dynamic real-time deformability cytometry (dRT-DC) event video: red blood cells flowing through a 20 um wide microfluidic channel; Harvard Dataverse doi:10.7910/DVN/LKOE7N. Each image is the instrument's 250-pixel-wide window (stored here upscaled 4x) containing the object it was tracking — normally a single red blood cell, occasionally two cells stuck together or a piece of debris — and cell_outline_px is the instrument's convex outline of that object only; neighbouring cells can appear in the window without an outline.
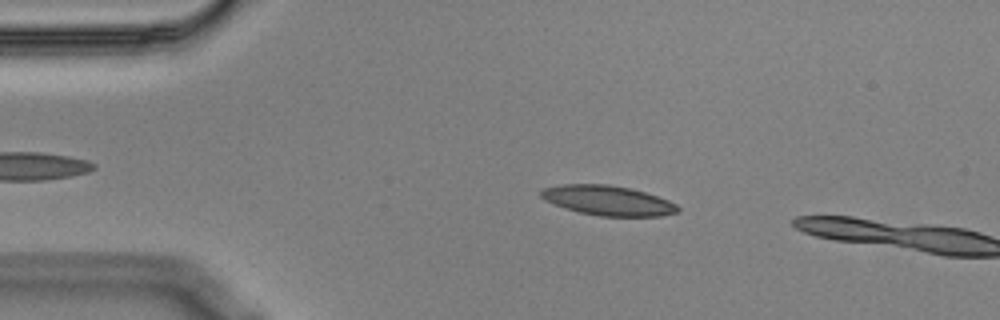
{"species": "Egyptian fruit bat (a non-hibernating species)", "species_latin": "Rousettus aegyptiacus", "temperature_condition": "cold", "stored_images_in_passage": 48, "camera_frame_rate_fps": 3000, "um_per_image_px": 0.085, "animal": {"sex": "male"}, "frame": {"image": 1, "passage_image": 10, "time_ms": 3.0, "image_size_px": [1000, 320], "cell_outline_px": [[680, 212], [660, 216], [600, 216], [580, 212], [564, 208], [544, 200], [540, 196], [540, 192], [544, 188], [564, 184], [608, 184], [628, 188], [644, 192], [668, 200], [676, 204], [680, 208]], "centroid_in_image_um": [51.67, 17.04], "position_along_channel_um": 33.3, "area_um2": 23.64}}
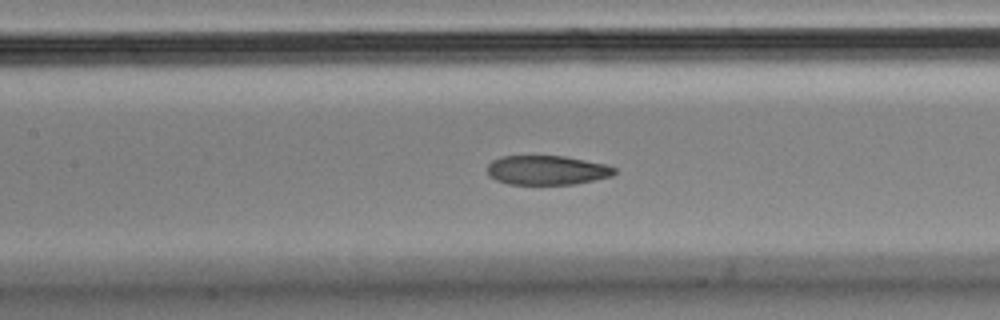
{"frame": {"image": 2, "passage_image": 24, "time_ms": 7.667, "image_size_px": [1000, 320], "cell_outline_px": [[616, 172], [612, 176], [576, 184], [508, 184], [496, 180], [488, 176], [488, 164], [492, 160], [500, 156], [564, 156], [608, 164], [616, 168]], "centroid_in_image_um": [46.5, 14.46], "position_along_channel_um": 160.9, "area_um2": 21.91}}
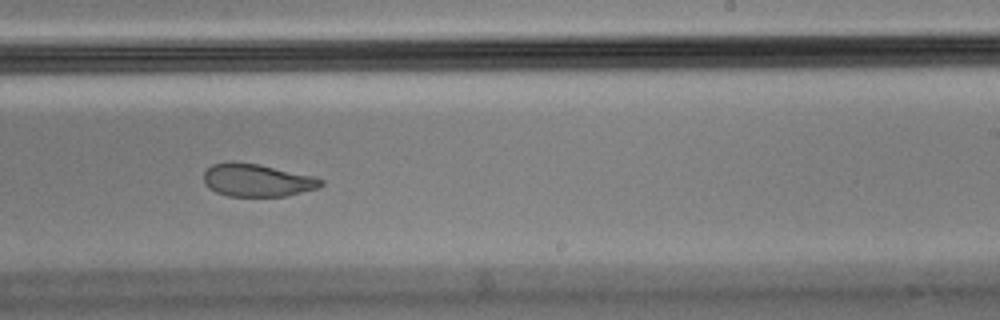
{"frame": {"image": 3, "passage_image": 33, "time_ms": 10.667, "image_size_px": [1000, 320], "cell_outline_px": [[324, 184], [320, 188], [288, 196], [228, 196], [216, 192], [208, 188], [204, 184], [204, 172], [212, 164], [228, 160], [232, 160], [260, 164], [312, 176], [324, 180]], "centroid_in_image_um": [21.84, 15.31], "position_along_channel_um": 267.2, "area_um2": 22.77}, "authors_computed_cell_mechanics": {"area_um2": 23.5535, "velocity_mm_per_s": 3.5482, "shape_relaxation_time_tau1_ms": null, "shape_relaxation_time_tau2_ms": 2.2454, "deformation_change_tau1": null, "deformation_change_tau2": 0.0853}}